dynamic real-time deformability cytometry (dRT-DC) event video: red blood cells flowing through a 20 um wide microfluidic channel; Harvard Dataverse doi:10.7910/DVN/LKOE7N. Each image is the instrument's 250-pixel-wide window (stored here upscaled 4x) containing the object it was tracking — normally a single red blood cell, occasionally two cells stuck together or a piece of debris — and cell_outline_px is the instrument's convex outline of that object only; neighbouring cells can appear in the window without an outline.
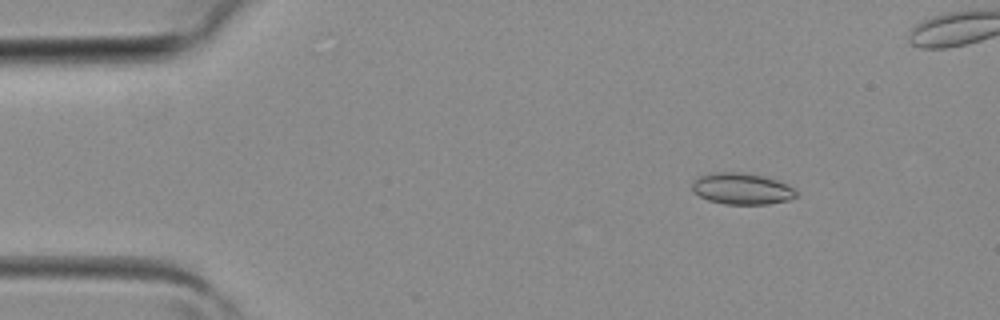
{"species": "common noctule bat (a hibernating species)", "species_latin": "Nyctalus noctula", "temperature_condition": "room temperature", "stored_images_in_passage": 3, "camera_frame_rate_fps": 3000, "um_per_image_px": 0.085, "animal": {"sex": "female", "body_mass_g": 19.3, "forearm_length_mm": 54.1}, "frame": {"image": 1, "passage_image": 1, "time_ms": 0.0, "image_size_px": [1000, 320], "cell_outline_px": [[796, 196], [788, 200], [768, 204], [724, 204], [708, 200], [700, 196], [692, 188], [692, 184], [700, 176], [712, 172], [740, 172], [768, 176], [788, 184], [796, 192]], "centroid_in_image_um": [63.08, 16.03], "position_along_channel_um": 21.9, "area_um2": 19.02}}